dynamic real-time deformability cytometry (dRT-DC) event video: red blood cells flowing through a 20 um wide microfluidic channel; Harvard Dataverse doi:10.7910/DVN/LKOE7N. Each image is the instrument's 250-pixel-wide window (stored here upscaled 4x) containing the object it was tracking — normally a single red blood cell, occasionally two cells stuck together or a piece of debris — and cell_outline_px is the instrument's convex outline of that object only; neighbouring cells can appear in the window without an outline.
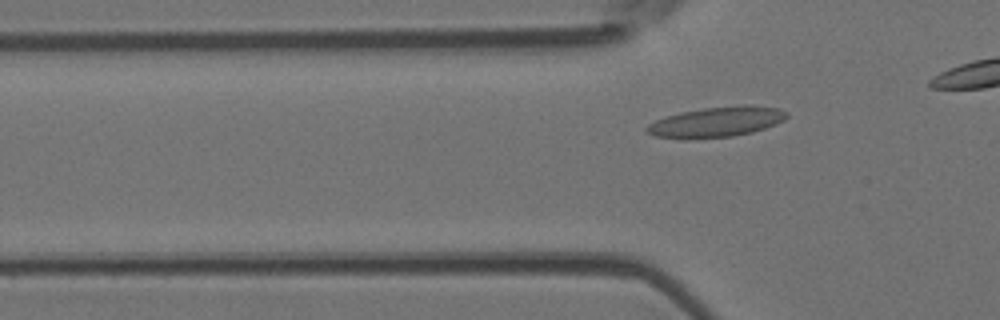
{"species": "Egyptian fruit bat (a non-hibernating species)", "species_latin": "Rousettus aegyptiacus", "temperature_condition": "room temperature", "stored_images_in_passage": 7, "segment_of_instrument_passage": [2, 2], "camera_frame_rate_fps": 3000, "um_per_image_px": 0.085, "animal": {"sex": "female"}, "frame": {"image": 1, "passage_image": 7, "time_ms": 7.0, "image_size_px": [1000, 320], "cell_outline_px": [[788, 116], [784, 120], [776, 124], [752, 132], [732, 136], [688, 140], [684, 140], [656, 136], [648, 132], [644, 128], [648, 124], [664, 116], [680, 112], [704, 108], [748, 104], [780, 108], [788, 112]], "centroid_in_image_um": [60.89, 10.37], "position_along_channel_um": 64.9, "area_um2": 25.03}}